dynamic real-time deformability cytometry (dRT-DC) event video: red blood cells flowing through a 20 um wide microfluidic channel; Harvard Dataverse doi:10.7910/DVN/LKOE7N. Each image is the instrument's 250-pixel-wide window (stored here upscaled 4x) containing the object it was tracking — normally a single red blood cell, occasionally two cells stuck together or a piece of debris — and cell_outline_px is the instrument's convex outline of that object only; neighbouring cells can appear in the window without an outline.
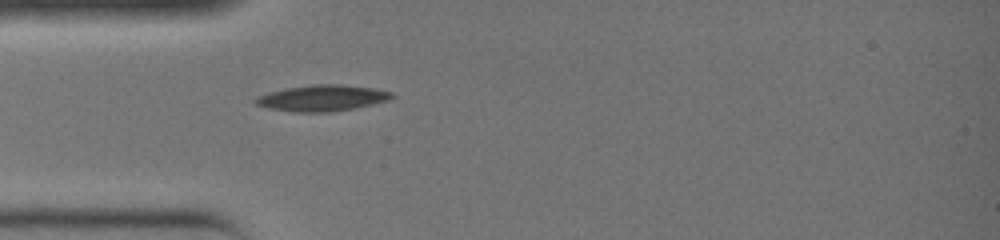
{"species": "common noctule bat (a hibernating species)", "species_latin": "Nyctalus noctula", "temperature_condition": "warm", "stored_images_in_passage": 26, "camera_frame_rate_fps": 3000, "um_per_image_px": 0.085, "animal": {"sex": "female", "body_mass_g": 19.0, "forearm_length_mm": 51.5}, "frame": {"image": 1, "passage_image": 1, "time_ms": 0.0, "image_size_px": [1000, 240], "cell_outline_px": [[396, 96], [388, 100], [372, 104], [352, 108], [328, 112], [292, 112], [268, 108], [256, 104], [252, 100], [256, 96], [268, 92], [284, 88], [312, 84], [340, 84], [372, 88], [392, 92]], "centroid_in_image_um": [27.33, 8.32], "position_along_channel_um": 57.7, "area_um2": 20.81}}
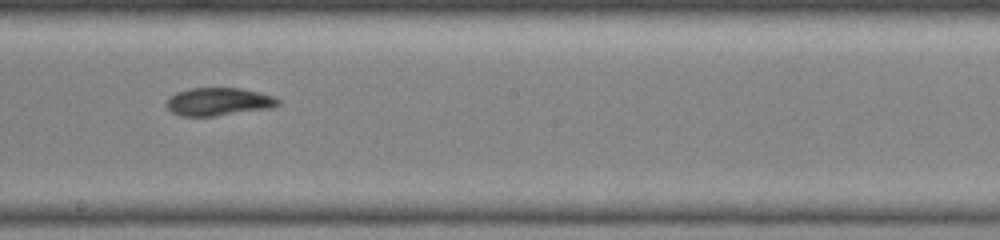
{"frame": {"image": 2, "passage_image": 11, "time_ms": 3.333, "image_size_px": [1000, 240], "cell_outline_px": [[280, 104], [272, 108], [216, 116], [180, 116], [172, 112], [164, 104], [176, 92], [188, 88], [240, 88], [260, 92], [276, 96], [280, 100]], "centroid_in_image_um": [18.61, 8.64], "position_along_channel_um": 229.6, "area_um2": 18.38}}
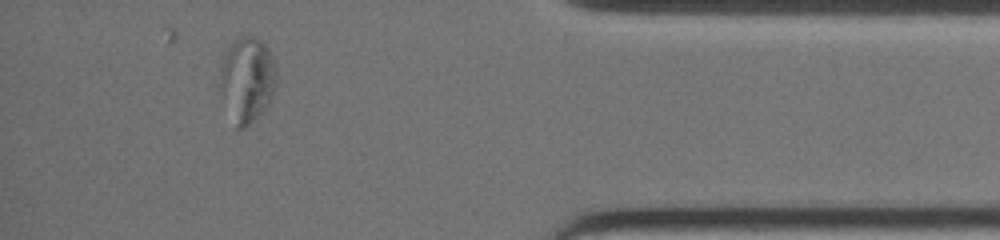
{"frame": {"image": 3, "passage_image": 23, "time_ms": 7.333, "image_size_px": [1000, 240], "cell_outline_px": [[276, 88], [268, 104], [244, 128], [236, 128], [224, 92], [220, 76], [220, 68], [224, 56], [228, 48], [240, 36], [256, 36], [268, 48], [276, 68]], "centroid_in_image_um": [21.06, 6.69], "position_along_channel_um": 414.1, "area_um2": 26.93}}